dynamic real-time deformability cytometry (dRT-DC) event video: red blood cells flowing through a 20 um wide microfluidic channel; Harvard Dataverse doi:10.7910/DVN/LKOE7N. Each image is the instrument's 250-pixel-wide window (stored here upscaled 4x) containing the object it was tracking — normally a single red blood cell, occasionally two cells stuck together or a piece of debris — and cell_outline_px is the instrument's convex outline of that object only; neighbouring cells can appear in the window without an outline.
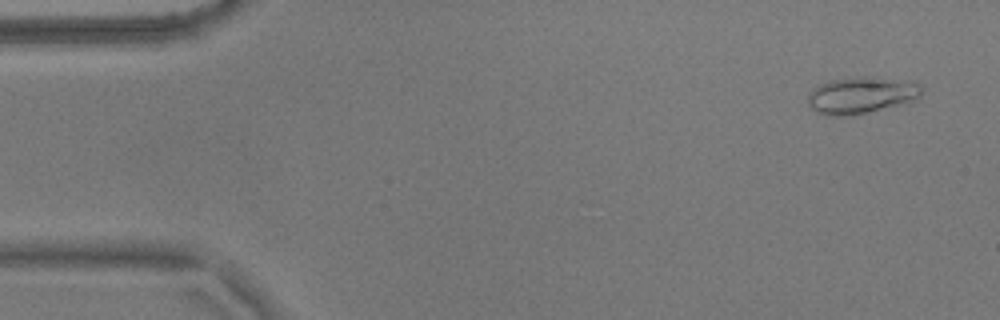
{"species": "common noctule bat (a hibernating species)", "species_latin": "Nyctalus noctula", "temperature_condition": "warm", "stored_images_in_passage": 45, "camera_frame_rate_fps": 3000, "um_per_image_px": 0.085, "animal": {"sex": "male", "body_mass_g": 17.9}, "frame": {"image": 1, "passage_image": 3, "time_ms": 0.667, "image_size_px": [1000, 320], "cell_outline_px": [[920, 92], [916, 100], [852, 116], [828, 116], [816, 112], [808, 104], [808, 96], [812, 88], [820, 84], [832, 80], [864, 76], [916, 80], [920, 84]], "centroid_in_image_um": [73.21, 8.08], "position_along_channel_um": 11.8, "area_um2": 24.51}}
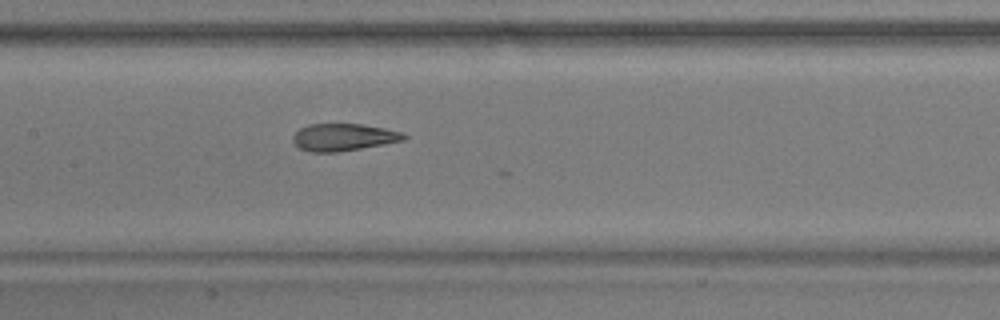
{"frame": {"image": 2, "passage_image": 26, "time_ms": 8.333, "image_size_px": [1000, 320], "cell_outline_px": [[408, 136], [404, 140], [384, 144], [336, 152], [308, 152], [300, 148], [292, 140], [292, 136], [300, 128], [308, 124], [360, 124], [384, 128], [400, 132]], "centroid_in_image_um": [29.16, 11.66], "position_along_channel_um": 178.2, "area_um2": 17.46}}
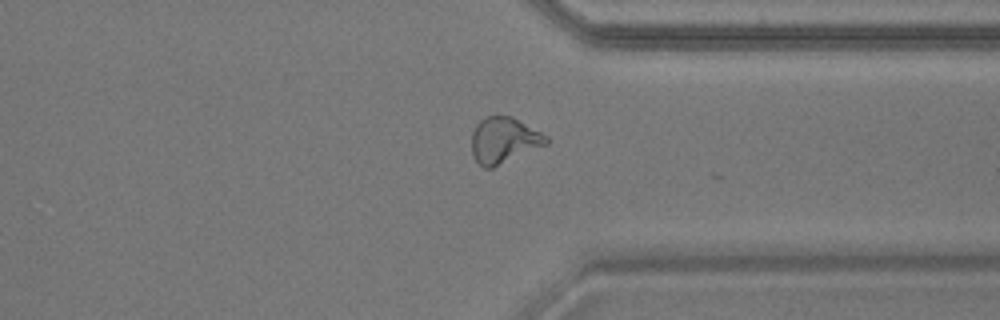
{"frame": {"image": 3, "passage_image": 42, "time_ms": 13.667, "image_size_px": [1000, 320], "cell_outline_px": [[548, 144], [492, 168], [484, 168], [472, 156], [472, 132], [476, 124], [480, 120], [488, 116], [512, 116], [548, 136]], "centroid_in_image_um": [42.83, 11.92], "position_along_channel_um": 368.6, "area_um2": 19.94}, "authors_computed_cell_mechanics": {"area_um2": 18.9006, "velocity_mm_per_s": 3.5988, "shape_relaxation_time_tau1_ms": null, "shape_relaxation_time_tau2_ms": 1.5039, "deformation_change_tau1": null, "deformation_change_tau2": 0.0768}}